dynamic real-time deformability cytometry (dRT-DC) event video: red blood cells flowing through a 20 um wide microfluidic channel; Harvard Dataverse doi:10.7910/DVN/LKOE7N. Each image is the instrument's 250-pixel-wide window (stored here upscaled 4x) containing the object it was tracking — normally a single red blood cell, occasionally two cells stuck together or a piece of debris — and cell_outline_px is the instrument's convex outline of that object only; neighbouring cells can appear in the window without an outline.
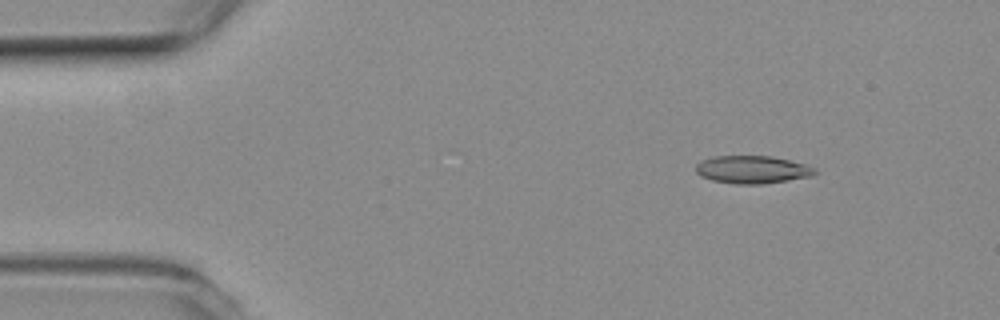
{"species": "common noctule bat (a hibernating species)", "species_latin": "Nyctalus noctula", "temperature_condition": "room temperature", "stored_images_in_passage": 5, "camera_frame_rate_fps": 3000, "um_per_image_px": 0.085, "animal": {"sex": "female", "body_mass_g": 19.3, "forearm_length_mm": 54.1}, "frame": {"image": 1, "passage_image": 1, "time_ms": 0.0, "image_size_px": [1000, 320], "cell_outline_px": [[816, 172], [812, 176], [788, 180], [760, 184], [732, 184], [712, 180], [700, 176], [696, 172], [696, 164], [700, 160], [716, 156], [772, 156], [808, 164], [816, 168]], "centroid_in_image_um": [63.95, 14.41], "position_along_channel_um": 21.1, "area_um2": 19.42}}
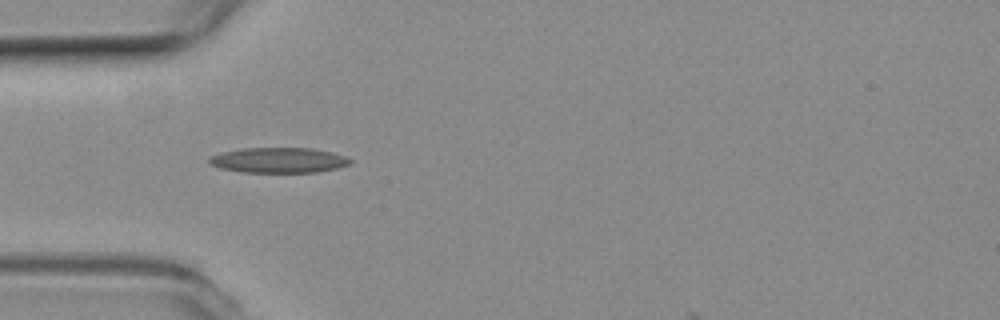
{"frame": {"image": 2, "passage_image": 4, "time_ms": 1.0, "image_size_px": [1000, 320], "cell_outline_px": [[352, 164], [336, 168], [316, 172], [240, 172], [220, 168], [208, 164], [208, 160], [212, 156], [224, 152], [244, 148], [312, 148], [332, 152], [344, 156], [352, 160]], "centroid_in_image_um": [23.7, 13.62], "position_along_channel_um": 61.3, "area_um2": 20.69}}
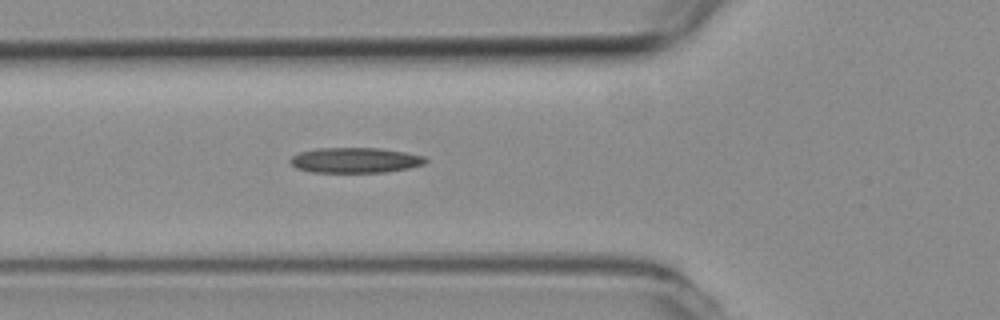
{"frame": {"image": 3, "passage_image": 5, "time_ms": 1.333, "image_size_px": [1000, 320], "cell_outline_px": [[428, 160], [424, 164], [408, 168], [384, 172], [312, 172], [296, 168], [288, 160], [292, 156], [300, 152], [316, 148], [380, 148], [404, 152], [424, 156]], "centroid_in_image_um": [30.17, 13.61], "position_along_channel_um": 95.6, "area_um2": 19.88}}